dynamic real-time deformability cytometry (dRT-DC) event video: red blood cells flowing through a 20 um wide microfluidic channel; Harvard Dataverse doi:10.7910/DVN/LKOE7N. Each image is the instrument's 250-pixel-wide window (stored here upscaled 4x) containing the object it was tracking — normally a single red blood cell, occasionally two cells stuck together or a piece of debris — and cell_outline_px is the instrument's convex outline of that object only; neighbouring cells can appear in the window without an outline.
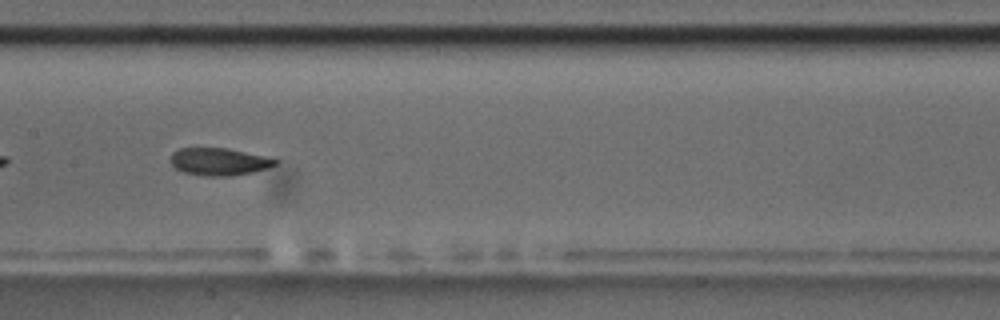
{"species": "common noctule bat (a hibernating species)", "species_latin": "Nyctalus noctula", "temperature_condition": "room temperature", "stored_images_in_passage": 14, "camera_frame_rate_fps": 3000, "um_per_image_px": 0.085, "animal": {"sex": "male", "body_mass_g": 17.5, "forearm_length_mm": 52.3}, "frame": {"image": 1, "passage_image": 7, "time_ms": 2.0, "image_size_px": [1000, 320], "cell_outline_px": [[280, 160], [276, 164], [268, 168], [252, 172], [232, 176], [204, 176], [184, 172], [176, 168], [172, 164], [172, 152], [180, 148], [228, 148], [264, 156]], "centroid_in_image_um": [18.64, 13.74], "position_along_channel_um": 188.8, "area_um2": 16.65}}
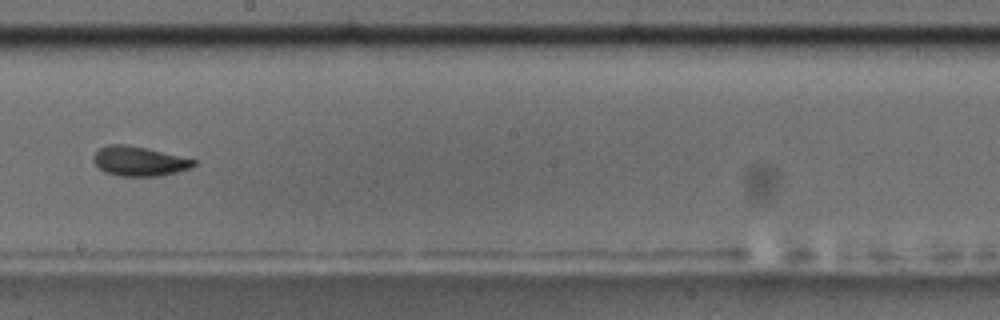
{"frame": {"image": 2, "passage_image": 8, "time_ms": 2.333, "image_size_px": [1000, 320], "cell_outline_px": [[196, 164], [192, 168], [160, 176], [120, 176], [104, 172], [92, 160], [92, 156], [100, 148], [108, 144], [124, 144], [148, 148], [196, 160]], "centroid_in_image_um": [11.82, 13.7], "position_along_channel_um": 236.4, "area_um2": 17.34}}